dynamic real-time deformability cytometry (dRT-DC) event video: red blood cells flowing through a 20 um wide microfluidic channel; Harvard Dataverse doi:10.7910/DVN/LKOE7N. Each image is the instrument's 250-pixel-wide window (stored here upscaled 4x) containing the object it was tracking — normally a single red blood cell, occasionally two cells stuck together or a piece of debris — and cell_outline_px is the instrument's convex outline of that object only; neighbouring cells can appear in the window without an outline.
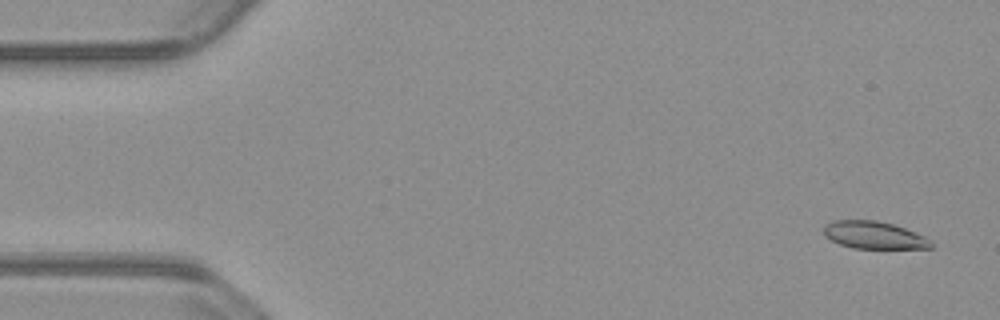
{"species": "common noctule bat (a hibernating species)", "species_latin": "Nyctalus noctula", "temperature_condition": "warm", "stored_images_in_passage": 56, "camera_frame_rate_fps": 3000, "um_per_image_px": 0.085, "animal": {"sex": "male", "body_mass_g": 23.1, "forearm_length_mm": 52.7}, "frame": {"image": 1, "passage_image": 3, "time_ms": 0.667, "image_size_px": [1000, 320], "cell_outline_px": [[932, 248], [852, 248], [840, 244], [824, 236], [824, 224], [832, 220], [876, 220], [892, 224], [904, 228], [924, 236], [932, 240]], "centroid_in_image_um": [74.26, 19.98], "position_along_channel_um": 10.7, "area_um2": 17.11}}
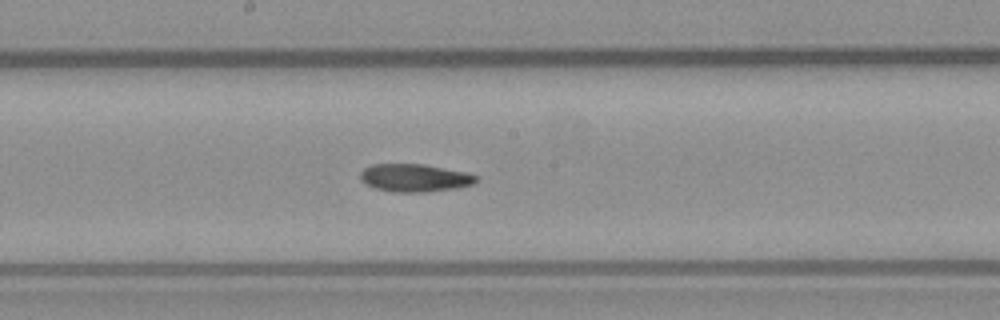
{"frame": {"image": 2, "passage_image": 29, "time_ms": 9.333, "image_size_px": [1000, 320], "cell_outline_px": [[480, 180], [476, 184], [456, 188], [428, 192], [392, 192], [376, 188], [360, 180], [360, 172], [364, 168], [372, 164], [424, 164], [468, 172], [476, 176]], "centroid_in_image_um": [35.3, 15.12], "position_along_channel_um": 212.9, "area_um2": 19.02}}
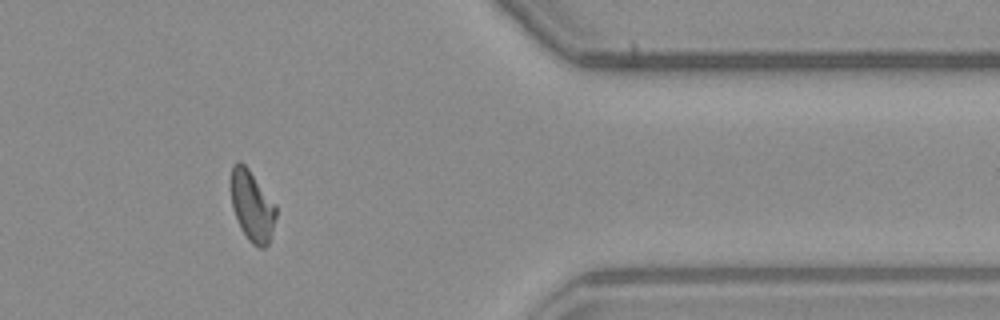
{"frame": {"image": 3, "passage_image": 45, "time_ms": 14.667, "image_size_px": [1000, 320], "cell_outline_px": [[276, 216], [268, 244], [264, 248], [260, 248], [252, 244], [248, 240], [240, 228], [232, 208], [232, 164], [236, 160], [240, 160], [248, 168], [276, 204]], "centroid_in_image_um": [21.43, 17.51], "position_along_channel_um": 390.0, "area_um2": 18.5}}